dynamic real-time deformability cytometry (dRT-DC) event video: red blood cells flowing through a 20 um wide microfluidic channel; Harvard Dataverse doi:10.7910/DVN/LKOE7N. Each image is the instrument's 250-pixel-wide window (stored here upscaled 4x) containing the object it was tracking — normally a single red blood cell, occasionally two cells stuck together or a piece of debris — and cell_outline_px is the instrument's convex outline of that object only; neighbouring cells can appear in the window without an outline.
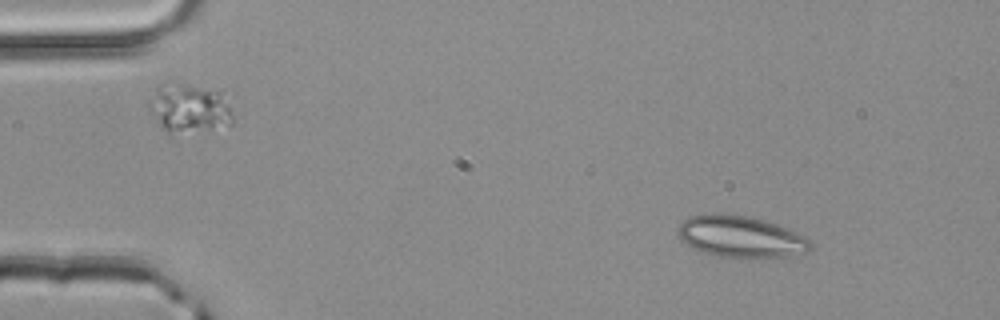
{"species": "common noctule bat (a hibernating species)", "species_latin": "Nyctalus noctula", "temperature_condition": "room temperature", "stored_images_in_passage": 3, "camera_frame_rate_fps": 3000, "um_per_image_px": 0.085, "animal": {"sex": "male", "body_mass_g": 20.4}, "frame": {"image": 1, "passage_image": 1, "time_ms": 0.0, "image_size_px": [1000, 320], "cell_outline_px": [[812, 248], [804, 252], [784, 256], [712, 256], [700, 252], [692, 248], [676, 232], [680, 220], [688, 216], [704, 212], [716, 212], [752, 216], [792, 228], [812, 240]], "centroid_in_image_um": [62.93, 20.05], "position_along_channel_um": 22.1, "area_um2": 32.66}}